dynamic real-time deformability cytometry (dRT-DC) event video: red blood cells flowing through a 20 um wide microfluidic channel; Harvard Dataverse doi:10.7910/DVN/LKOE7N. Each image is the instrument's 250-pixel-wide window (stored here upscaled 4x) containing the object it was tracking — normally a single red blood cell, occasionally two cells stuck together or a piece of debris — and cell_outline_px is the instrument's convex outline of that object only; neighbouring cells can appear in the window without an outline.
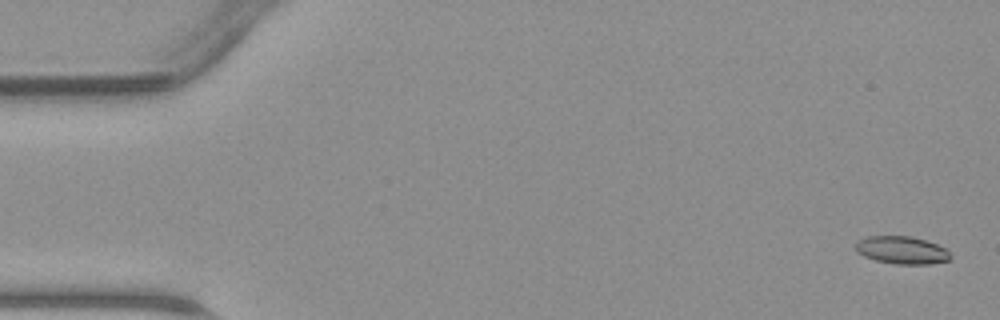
{"species": "common noctule bat (a hibernating species)", "species_latin": "Nyctalus noctula", "temperature_condition": "warm", "stored_images_in_passage": 47, "camera_frame_rate_fps": 3000, "um_per_image_px": 0.085, "animal": {"sex": "male", "body_mass_g": 23.1, "forearm_length_mm": 52.7}, "frame": {"image": 1, "passage_image": 2, "time_ms": 0.333, "image_size_px": [1000, 320], "cell_outline_px": [[952, 256], [948, 260], [928, 264], [896, 264], [876, 260], [864, 256], [856, 252], [856, 244], [860, 240], [868, 236], [908, 236], [924, 240], [948, 248]], "centroid_in_image_um": [76.68, 21.26], "position_along_channel_um": 8.3, "area_um2": 15.2}}
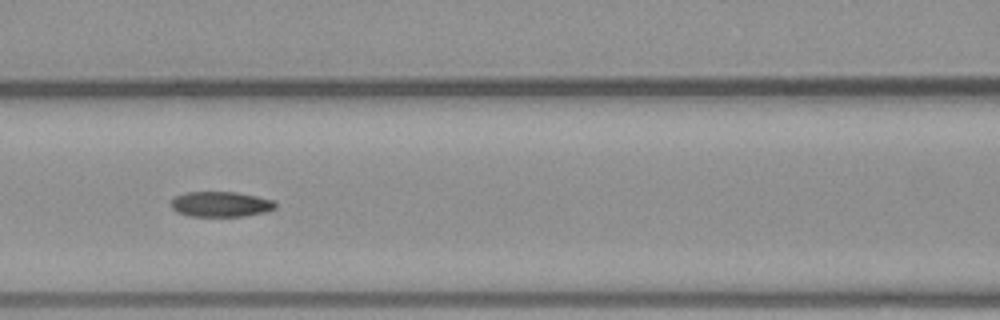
{"frame": {"image": 2, "passage_image": 21, "time_ms": 6.667, "image_size_px": [1000, 320], "cell_outline_px": [[276, 208], [264, 212], [244, 216], [192, 216], [176, 212], [172, 208], [172, 200], [176, 196], [184, 192], [236, 192], [276, 200]], "centroid_in_image_um": [18.79, 17.35], "position_along_channel_um": 147.8, "area_um2": 15.37}}
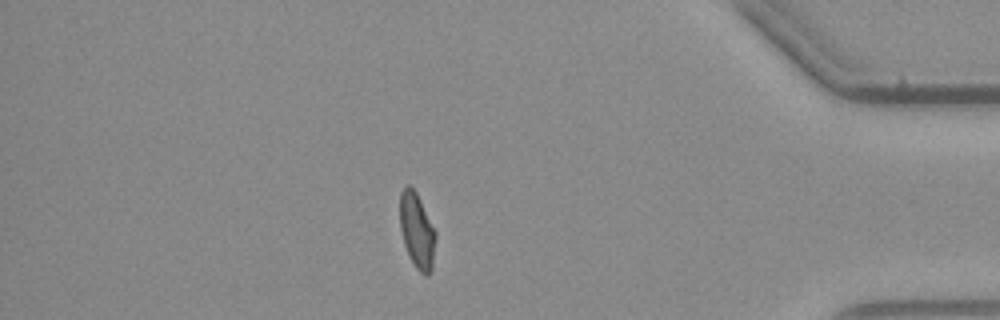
{"frame": {"image": 3, "passage_image": 41, "time_ms": 13.333, "image_size_px": [1000, 320], "cell_outline_px": [[436, 236], [432, 268], [428, 276], [424, 276], [416, 268], [408, 256], [404, 244], [400, 228], [400, 192], [404, 184], [408, 184], [416, 192], [436, 232]], "centroid_in_image_um": [35.43, 19.61], "position_along_channel_um": 399.8, "area_um2": 15.78}}